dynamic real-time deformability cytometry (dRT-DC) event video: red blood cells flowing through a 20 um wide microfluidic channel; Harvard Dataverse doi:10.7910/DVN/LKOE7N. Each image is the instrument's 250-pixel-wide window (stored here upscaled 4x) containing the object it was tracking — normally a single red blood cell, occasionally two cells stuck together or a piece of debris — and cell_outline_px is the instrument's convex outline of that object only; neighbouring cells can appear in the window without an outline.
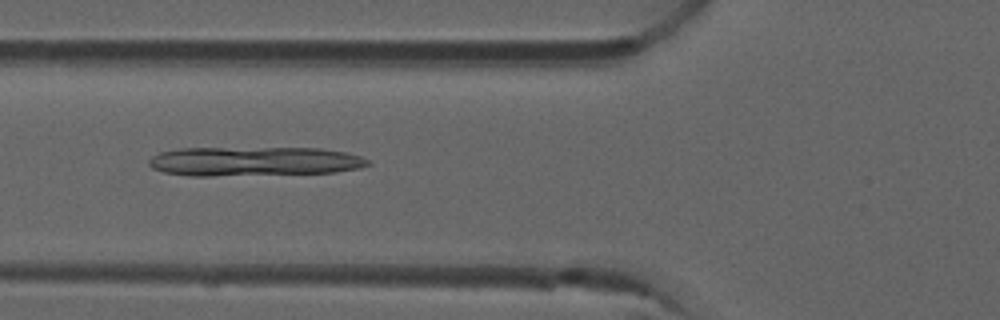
{"species": "common noctule bat (a hibernating species)", "species_latin": "Nyctalus noctula", "temperature_condition": "room temperature", "stored_images_in_passage": 39, "camera_frame_rate_fps": 3000, "um_per_image_px": 0.085, "animal": {"sex": "male", "forearm_length_mm": 52.5}, "frame": {"image": 1, "passage_image": 7, "time_ms": 2.0, "image_size_px": [1000, 320], "cell_outline_px": [[372, 164], [360, 168], [336, 172], [212, 176], [188, 176], [164, 172], [152, 168], [148, 164], [148, 160], [152, 156], [160, 152], [180, 148], [320, 148], [344, 152], [360, 156], [368, 160]], "centroid_in_image_um": [21.57, 13.71], "position_along_channel_um": 104.2, "area_um2": 37.51}}
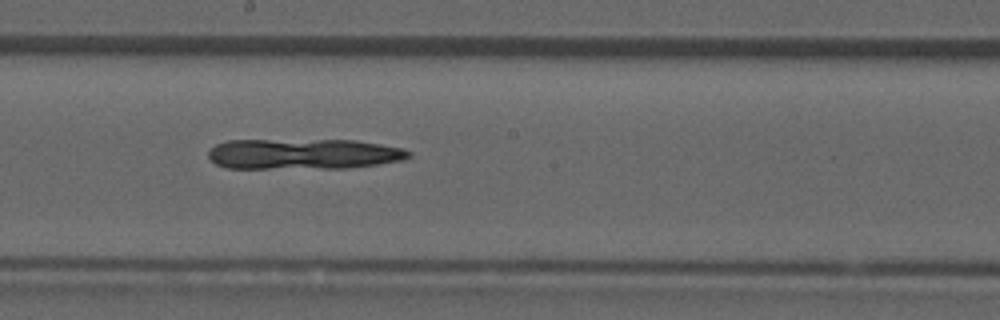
{"frame": {"image": 2, "passage_image": 16, "time_ms": 5.0, "image_size_px": [1000, 320], "cell_outline_px": [[412, 156], [404, 160], [348, 168], [224, 168], [216, 164], [208, 156], [208, 152], [216, 144], [228, 140], [356, 140], [404, 148], [412, 152]], "centroid_in_image_um": [25.81, 13.09], "position_along_channel_um": 222.4, "area_um2": 35.89}}
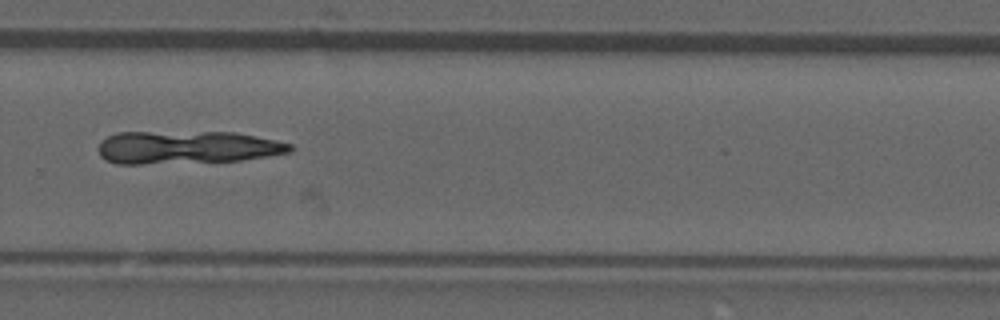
{"frame": {"image": 3, "passage_image": 23, "time_ms": 7.333, "image_size_px": [1000, 320], "cell_outline_px": [[292, 152], [268, 156], [240, 160], [144, 164], [116, 164], [104, 160], [100, 156], [100, 140], [116, 132], [236, 132], [256, 136], [292, 144]], "centroid_in_image_um": [15.86, 12.52], "position_along_channel_um": 313.9, "area_um2": 36.88}}